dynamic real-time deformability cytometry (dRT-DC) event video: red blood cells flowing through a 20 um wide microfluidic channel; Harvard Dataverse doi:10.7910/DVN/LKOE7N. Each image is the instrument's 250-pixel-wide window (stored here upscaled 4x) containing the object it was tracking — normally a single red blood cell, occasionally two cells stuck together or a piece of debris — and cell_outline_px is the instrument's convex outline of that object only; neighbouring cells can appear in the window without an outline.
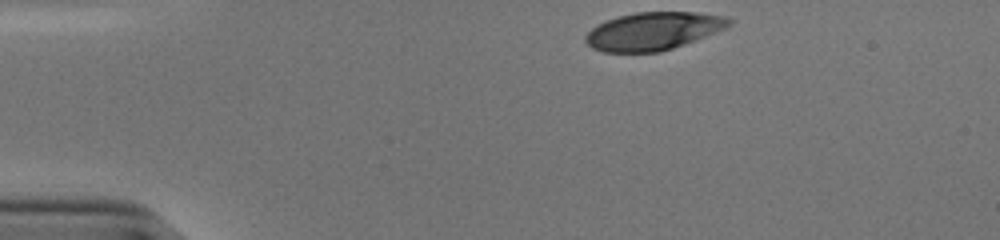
{"species": "human", "species_latin": "Homo sapiens", "temperature_condition": "cold", "stored_images_in_passage": 34, "camera_frame_rate_fps": 3000, "um_per_image_px": 0.085, "donor": {"sex": "male"}, "frame": {"image": 1, "passage_image": 1, "time_ms": 0.0, "image_size_px": [1000, 240], "cell_outline_px": [[732, 24], [728, 28], [696, 40], [660, 52], [604, 52], [592, 48], [584, 40], [584, 36], [596, 24], [604, 20], [616, 16], [636, 12], [700, 12], [728, 16], [732, 20]], "centroid_in_image_um": [55.55, 2.63], "position_along_channel_um": 29.5, "area_um2": 32.14}}
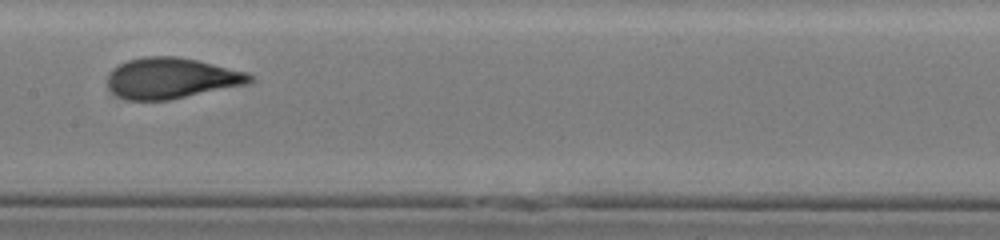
{"frame": {"image": 2, "passage_image": 19, "time_ms": 6.0, "image_size_px": [1000, 240], "cell_outline_px": [[256, 80], [248, 84], [168, 100], [128, 100], [112, 92], [108, 88], [108, 72], [112, 68], [128, 60], [144, 56], [176, 56], [196, 60], [248, 72]], "centroid_in_image_um": [14.57, 6.64], "position_along_channel_um": 192.8, "area_um2": 33.87}}
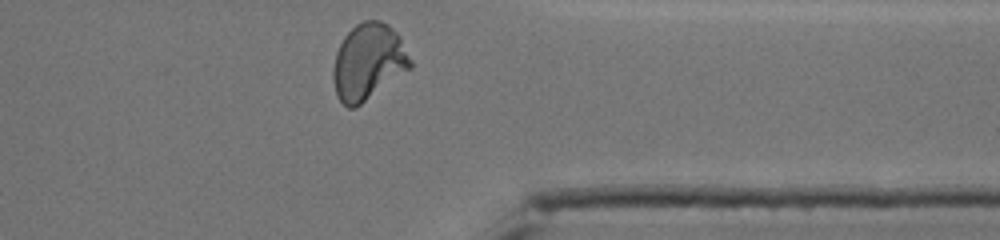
{"frame": {"image": 3, "passage_image": 34, "time_ms": 11.0, "image_size_px": [1000, 240], "cell_outline_px": [[412, 68], [356, 108], [348, 108], [336, 96], [332, 80], [332, 68], [336, 52], [344, 36], [356, 24], [364, 20], [380, 20], [388, 24], [400, 36], [412, 60]], "centroid_in_image_um": [31.3, 5.27], "position_along_channel_um": 380.1, "area_um2": 34.74}, "authors_computed_cell_mechanics": {"area_um2": 33.5529, "velocity_mm_per_s": 3.8541, "shape_relaxation_time_tau1_ms": 5.0361, "shape_relaxation_time_tau2_ms": null, "deformation_change_tau1": 0.2082, "deformation_change_tau2": null}}